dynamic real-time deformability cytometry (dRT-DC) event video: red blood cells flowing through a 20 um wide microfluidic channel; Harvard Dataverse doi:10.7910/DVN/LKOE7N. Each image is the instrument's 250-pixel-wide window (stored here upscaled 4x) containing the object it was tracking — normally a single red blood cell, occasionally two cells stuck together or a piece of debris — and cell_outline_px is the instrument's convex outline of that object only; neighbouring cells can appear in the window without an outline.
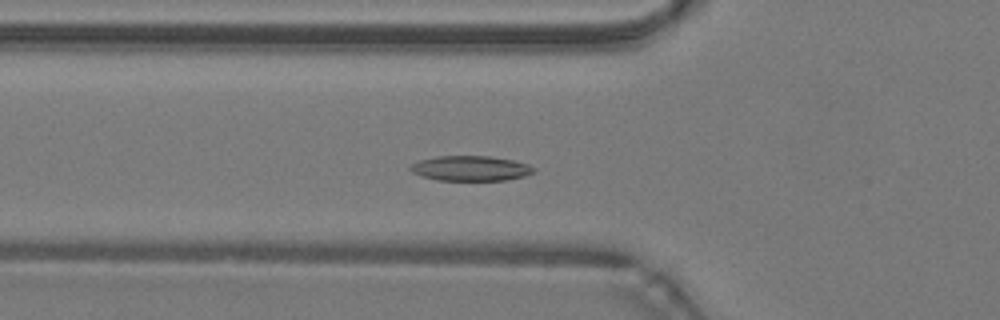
{"species": "common noctule bat (a hibernating species)", "species_latin": "Nyctalus noctula", "temperature_condition": "warm", "stored_images_in_passage": 45, "camera_frame_rate_fps": 3000, "um_per_image_px": 0.085, "animal": {"sex": "male", "body_mass_g": 19.2, "forearm_length_mm": 51.8}, "frame": {"image": 1, "passage_image": 13, "time_ms": 4.0, "image_size_px": [1000, 320], "cell_outline_px": [[536, 172], [524, 176], [504, 180], [436, 180], [412, 172], [408, 168], [412, 164], [420, 160], [436, 156], [488, 156], [512, 160], [528, 164], [536, 168]], "centroid_in_image_um": [40.02, 14.3], "position_along_channel_um": 85.8, "area_um2": 17.92}}
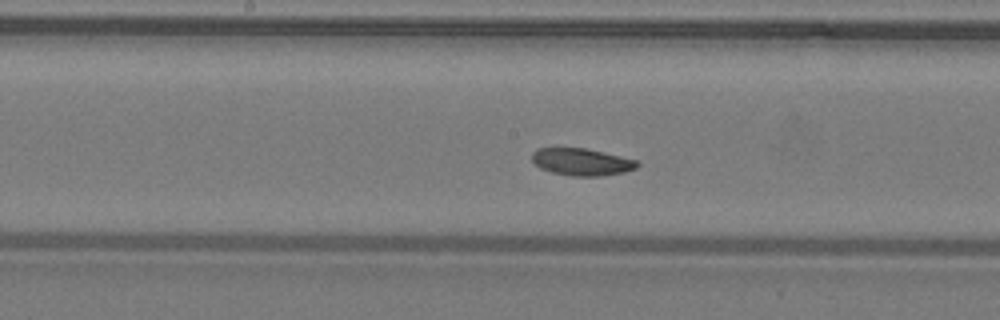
{"frame": {"image": 2, "passage_image": 21, "time_ms": 6.667, "image_size_px": [1000, 320], "cell_outline_px": [[640, 164], [636, 168], [624, 172], [600, 176], [572, 176], [552, 172], [540, 168], [532, 160], [532, 152], [536, 148], [584, 148], [636, 160]], "centroid_in_image_um": [49.42, 13.76], "position_along_channel_um": 198.8, "area_um2": 16.47}}
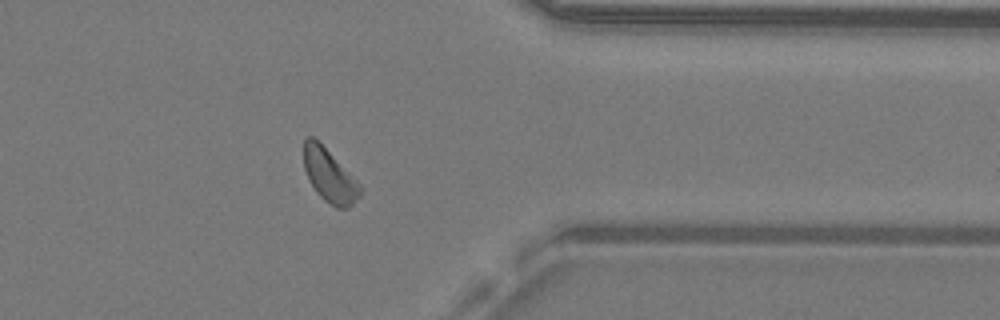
{"frame": {"image": 3, "passage_image": 35, "time_ms": 11.333, "image_size_px": [1000, 320], "cell_outline_px": [[364, 188], [360, 196], [348, 208], [336, 208], [324, 200], [316, 192], [304, 168], [304, 140], [308, 136], [312, 136]], "centroid_in_image_um": [28.02, 14.98], "position_along_channel_um": 383.4, "area_um2": 16.94}, "authors_computed_cell_mechanics": {"area_um2": 17.6868, "velocity_mm_per_s": 4.2182, "shape_relaxation_time_tau1_ms": 1.4082, "shape_relaxation_time_tau2_ms": null, "deformation_change_tau1": 0.0717, "deformation_change_tau2": null}}